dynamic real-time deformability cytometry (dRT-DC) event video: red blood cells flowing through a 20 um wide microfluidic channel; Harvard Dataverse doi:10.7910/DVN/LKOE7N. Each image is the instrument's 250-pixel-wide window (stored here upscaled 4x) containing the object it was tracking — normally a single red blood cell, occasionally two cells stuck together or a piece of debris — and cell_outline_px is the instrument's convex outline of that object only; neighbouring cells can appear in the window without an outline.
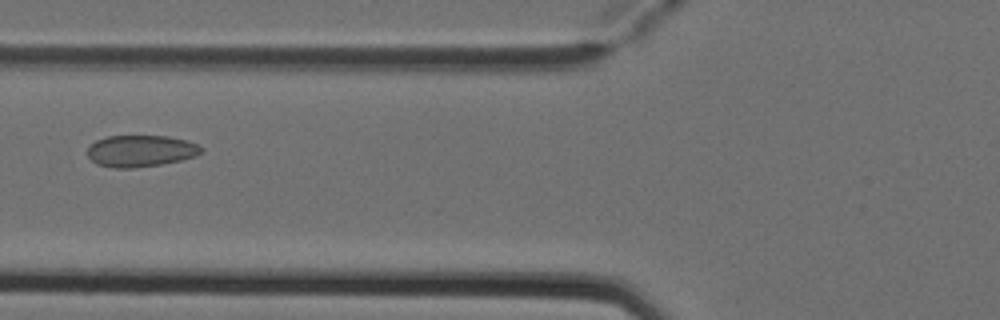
{"species": "Egyptian fruit bat (a non-hibernating species)", "species_latin": "Rousettus aegyptiacus", "temperature_condition": "cold", "stored_images_in_passage": 3, "camera_frame_rate_fps": 3000, "um_per_image_px": 0.085, "animal": {"sex": "female"}, "frame": {"image": 1, "passage_image": 3, "time_ms": 0.667, "image_size_px": [1000, 320], "cell_outline_px": [[204, 152], [196, 156], [180, 160], [160, 164], [132, 168], [112, 168], [96, 164], [88, 156], [88, 148], [96, 140], [108, 136], [168, 136], [188, 140], [204, 148]], "centroid_in_image_um": [11.98, 12.83], "position_along_channel_um": 113.8, "area_um2": 21.04}}